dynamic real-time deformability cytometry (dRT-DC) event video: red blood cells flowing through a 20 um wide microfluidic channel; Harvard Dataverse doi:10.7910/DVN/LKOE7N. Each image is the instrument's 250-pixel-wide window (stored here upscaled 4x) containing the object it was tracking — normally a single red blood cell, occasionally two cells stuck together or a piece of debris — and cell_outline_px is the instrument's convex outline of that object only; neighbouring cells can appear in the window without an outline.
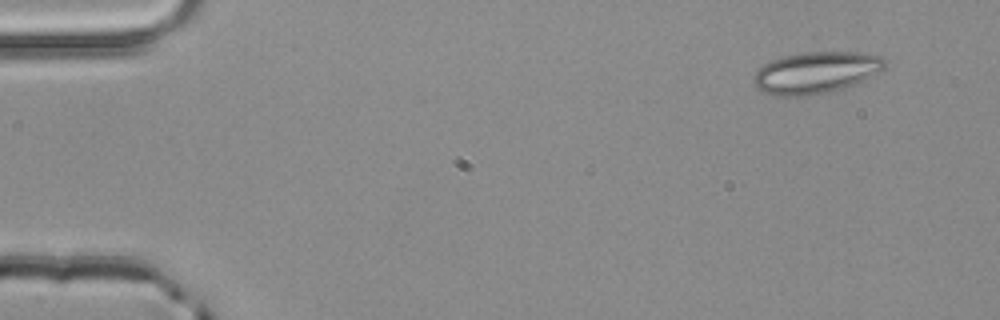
{"species": "common noctule bat (a hibernating species)", "species_latin": "Nyctalus noctula", "temperature_condition": "room temperature", "stored_images_in_passage": 4, "camera_frame_rate_fps": 3000, "um_per_image_px": 0.085, "animal": {"sex": "male", "body_mass_g": 20.4}, "frame": {"image": 1, "passage_image": 1, "time_ms": 0.0, "image_size_px": [1000, 320], "cell_outline_px": [[888, 60], [884, 68], [864, 80], [856, 84], [844, 88], [828, 92], [804, 96], [776, 96], [764, 92], [756, 88], [752, 84], [752, 76], [764, 64], [772, 60], [784, 56], [800, 52], [860, 52], [880, 56]], "centroid_in_image_um": [69.34, 6.17], "position_along_channel_um": 15.7, "area_um2": 32.08}}